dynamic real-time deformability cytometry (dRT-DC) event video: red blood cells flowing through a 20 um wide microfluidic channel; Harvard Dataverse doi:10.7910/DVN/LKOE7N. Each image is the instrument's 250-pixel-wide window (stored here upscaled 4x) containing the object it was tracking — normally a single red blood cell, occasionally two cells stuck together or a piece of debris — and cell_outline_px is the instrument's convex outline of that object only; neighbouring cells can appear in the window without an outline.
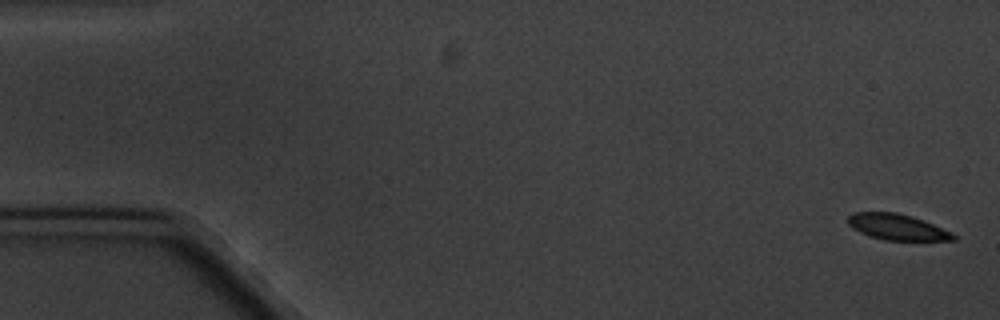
{"species": "common noctule bat (a hibernating species)", "species_latin": "Nyctalus noctula", "temperature_condition": "cold", "stored_images_in_passage": 5, "camera_frame_rate_fps": 3000, "um_per_image_px": 0.085, "animal": {"sex": "male", "body_mass_g": 20.1, "forearm_length_mm": 53.5}, "frame": {"image": 1, "passage_image": 1, "time_ms": 0.0, "image_size_px": [1000, 320], "cell_outline_px": [[956, 240], [884, 240], [868, 236], [852, 228], [848, 224], [848, 216], [852, 212], [896, 212], [912, 216], [924, 220], [952, 232], [956, 236]], "centroid_in_image_um": [76.25, 19.29], "position_along_channel_um": 8.8, "area_um2": 16.01}}